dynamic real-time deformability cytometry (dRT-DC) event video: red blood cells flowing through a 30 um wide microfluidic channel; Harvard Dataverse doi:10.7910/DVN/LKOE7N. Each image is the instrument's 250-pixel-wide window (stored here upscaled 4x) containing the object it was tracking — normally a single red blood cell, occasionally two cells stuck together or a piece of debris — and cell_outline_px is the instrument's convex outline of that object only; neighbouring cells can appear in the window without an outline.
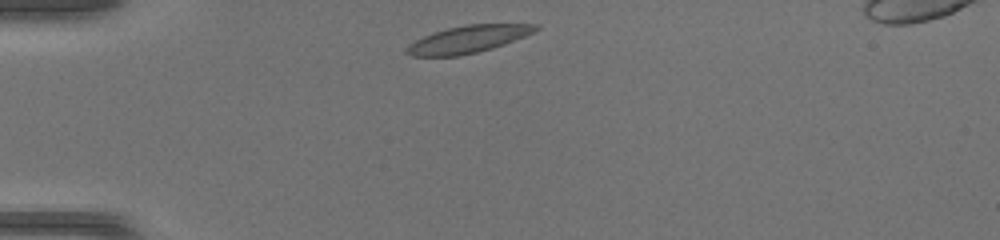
{"species": "common noctule bat (a hibernating species)", "species_latin": "Nyctalus noctula", "temperature_condition": "warm", "stored_images_in_passage": 35, "camera_frame_rate_fps": 3000, "um_per_image_px": 0.085, "animal": {"sex": "female", "body_mass_g": 17.0, "forearm_length_mm": 48.0}, "frame": {"image": 1, "passage_image": 1, "time_ms": 0.0, "image_size_px": [1000, 240], "cell_outline_px": [[540, 28], [536, 32], [504, 44], [492, 48], [476, 52], [456, 56], [412, 56], [404, 52], [408, 44], [432, 32], [448, 28], [468, 24], [540, 24]], "centroid_in_image_um": [39.8, 3.33], "position_along_channel_um": 45.2, "area_um2": 20.46}}
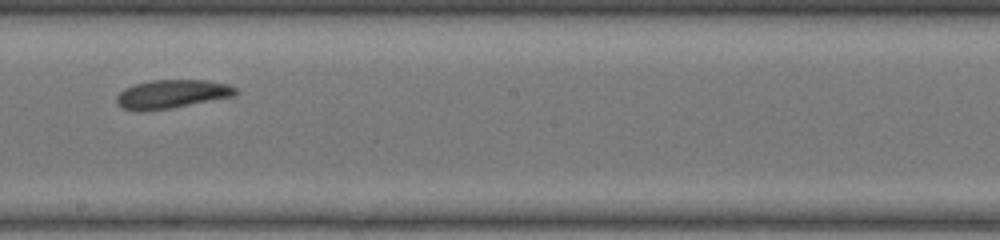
{"frame": {"image": 2, "passage_image": 16, "time_ms": 5.0, "image_size_px": [1000, 240], "cell_outline_px": [[240, 92], [236, 96], [172, 108], [140, 112], [132, 112], [120, 108], [116, 104], [116, 96], [124, 88], [136, 84], [152, 80], [208, 80], [228, 84], [236, 88]], "centroid_in_image_um": [14.6, 8.02], "position_along_channel_um": 233.6, "area_um2": 20.35}}
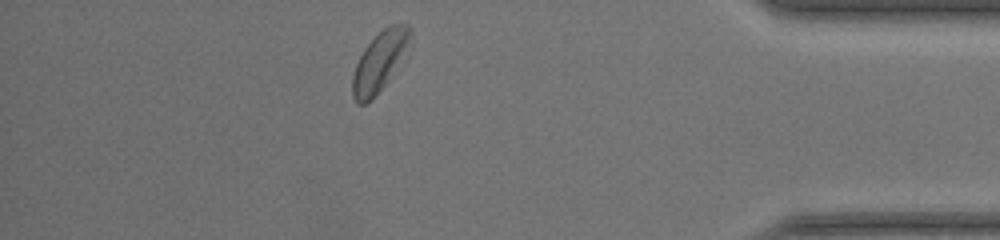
{"frame": {"image": 3, "passage_image": 30, "time_ms": 9.667, "image_size_px": [1000, 240], "cell_outline_px": [[412, 36], [384, 84], [372, 100], [364, 104], [356, 104], [352, 96], [352, 76], [356, 64], [364, 48], [388, 24], [408, 24], [412, 28]], "centroid_in_image_um": [32.21, 5.22], "position_along_channel_um": 403.0, "area_um2": 19.19}}